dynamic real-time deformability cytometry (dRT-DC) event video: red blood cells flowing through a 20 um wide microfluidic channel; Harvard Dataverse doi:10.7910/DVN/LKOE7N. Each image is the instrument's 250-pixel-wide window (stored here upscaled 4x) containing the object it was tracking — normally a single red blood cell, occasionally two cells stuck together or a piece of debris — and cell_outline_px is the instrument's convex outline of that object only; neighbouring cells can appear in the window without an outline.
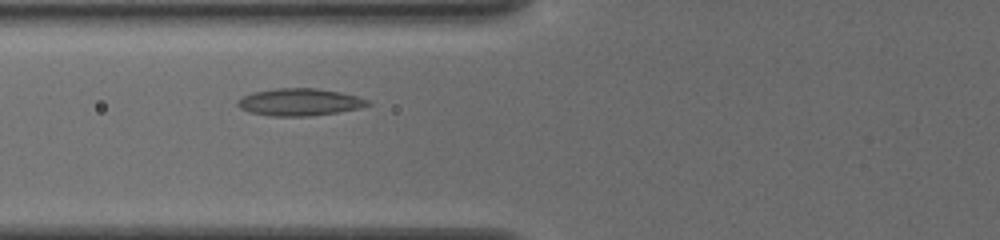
{"species": "common noctule bat (a hibernating species)", "species_latin": "Nyctalus noctula", "temperature_condition": "cold", "stored_images_in_passage": 39, "segment_of_instrument_passage": [1, 2], "camera_frame_rate_fps": 3000, "um_per_image_px": 0.085, "animal": {"sex": "female", "body_mass_g": 19.5, "forearm_length_mm": 54.1}, "frame": {"image": 1, "passage_image": 6, "time_ms": 1.667, "image_size_px": [1000, 240], "cell_outline_px": [[372, 104], [360, 108], [336, 112], [308, 116], [272, 116], [248, 112], [240, 108], [236, 104], [236, 100], [252, 92], [276, 88], [316, 88], [340, 92], [356, 96], [368, 100]], "centroid_in_image_um": [25.43, 8.67], "position_along_channel_um": 100.4, "area_um2": 20.63}}
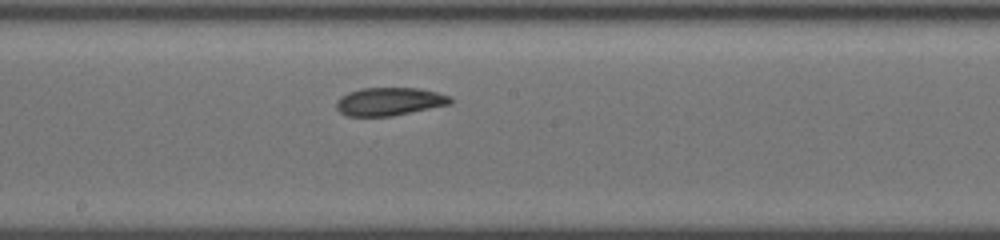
{"frame": {"image": 2, "passage_image": 15, "time_ms": 4.667, "image_size_px": [1000, 240], "cell_outline_px": [[456, 100], [452, 104], [392, 116], [348, 116], [340, 112], [336, 108], [336, 100], [340, 96], [348, 92], [360, 88], [420, 88], [452, 96]], "centroid_in_image_um": [33.14, 8.62], "position_along_channel_um": 215.1, "area_um2": 18.96}}
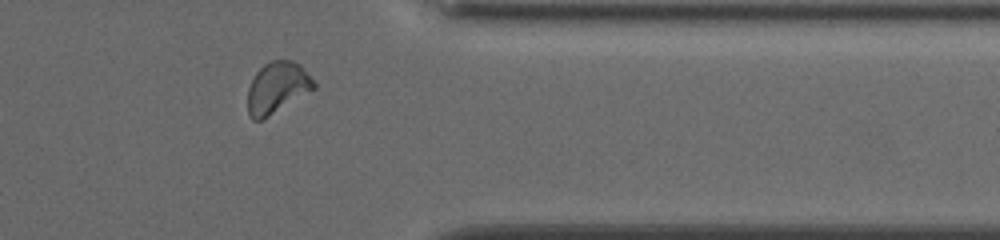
{"frame": {"image": 3, "passage_image": 29, "time_ms": 9.333, "image_size_px": [1000, 240], "cell_outline_px": [[316, 88], [268, 116], [260, 120], [252, 120], [248, 112], [248, 88], [256, 72], [264, 64], [272, 60], [288, 60], [300, 64], [316, 84]], "centroid_in_image_um": [23.55, 7.44], "position_along_channel_um": 387.8, "area_um2": 19.48}}